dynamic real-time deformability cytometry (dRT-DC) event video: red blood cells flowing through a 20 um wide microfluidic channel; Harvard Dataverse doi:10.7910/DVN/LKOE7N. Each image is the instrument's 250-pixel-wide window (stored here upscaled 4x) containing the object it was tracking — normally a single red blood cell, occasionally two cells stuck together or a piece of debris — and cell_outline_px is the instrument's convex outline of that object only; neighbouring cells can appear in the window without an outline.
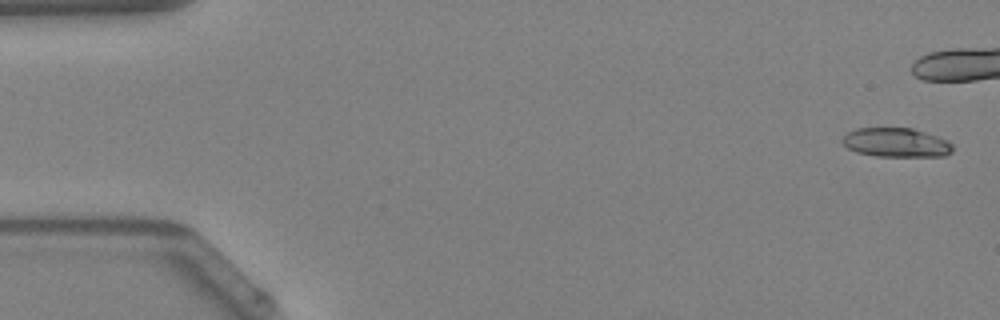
{"species": "Egyptian fruit bat (a non-hibernating species)", "species_latin": "Rousettus aegyptiacus", "temperature_condition": "warm", "stored_images_in_passage": 11, "camera_frame_rate_fps": 3000, "um_per_image_px": 0.085, "animal": {"sex": "female"}, "frame": {"image": 1, "passage_image": 1, "time_ms": 0.0, "image_size_px": [1000, 320], "cell_outline_px": [[952, 152], [944, 156], [876, 156], [856, 152], [848, 148], [840, 140], [848, 132], [856, 128], [912, 128], [948, 140], [952, 144]], "centroid_in_image_um": [76.16, 12.12], "position_along_channel_um": 8.8, "area_um2": 18.67}}